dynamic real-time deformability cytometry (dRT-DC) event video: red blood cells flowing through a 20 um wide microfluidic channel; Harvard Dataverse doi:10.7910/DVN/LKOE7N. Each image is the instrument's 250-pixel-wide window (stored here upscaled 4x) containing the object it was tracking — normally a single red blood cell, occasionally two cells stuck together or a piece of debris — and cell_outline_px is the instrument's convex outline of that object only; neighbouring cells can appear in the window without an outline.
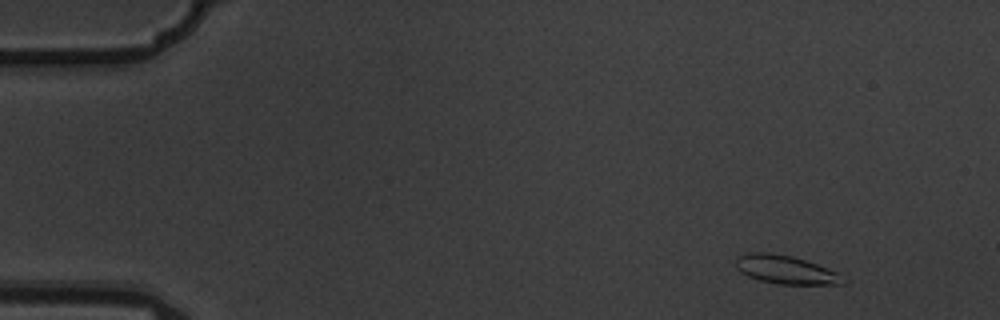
{"species": "common noctule bat (a hibernating species)", "species_latin": "Nyctalus noctula", "temperature_condition": "warm", "stored_images_in_passage": 4, "camera_frame_rate_fps": 3000, "um_per_image_px": 0.085, "animal": {"sex": "male", "body_mass_g": 19.5, "forearm_length_mm": 54.6}, "frame": {"image": 1, "passage_image": 1, "time_ms": 0.0, "image_size_px": [1000, 320], "cell_outline_px": [[848, 280], [844, 284], [776, 284], [760, 280], [748, 276], [740, 272], [736, 268], [736, 256], [748, 252], [768, 252], [792, 256], [816, 264], [836, 272]], "centroid_in_image_um": [66.75, 22.92], "position_along_channel_um": 18.3, "area_um2": 17.8}}